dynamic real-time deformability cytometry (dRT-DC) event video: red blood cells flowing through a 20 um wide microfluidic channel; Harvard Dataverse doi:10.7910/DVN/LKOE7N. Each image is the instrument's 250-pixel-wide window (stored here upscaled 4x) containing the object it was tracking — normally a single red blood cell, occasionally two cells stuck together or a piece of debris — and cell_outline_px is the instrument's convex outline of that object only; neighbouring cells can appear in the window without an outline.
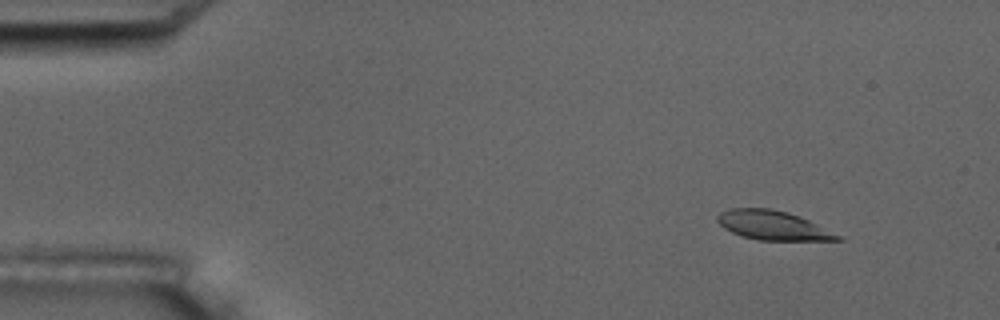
{"species": "common noctule bat (a hibernating species)", "species_latin": "Nyctalus noctula", "temperature_condition": "room temperature", "stored_images_in_passage": 5, "camera_frame_rate_fps": 3000, "um_per_image_px": 0.085, "animal": {"sex": "male", "body_mass_g": 17.5, "forearm_length_mm": 52.3}, "frame": {"image": 1, "passage_image": 1, "time_ms": 0.0, "image_size_px": [1000, 320], "cell_outline_px": [[844, 240], [760, 240], [744, 236], [732, 232], [724, 228], [716, 220], [716, 216], [720, 212], [732, 208], [772, 208], [788, 212], [800, 216], [840, 236]], "centroid_in_image_um": [65.65, 19.14], "position_along_channel_um": 19.3, "area_um2": 20.17}}
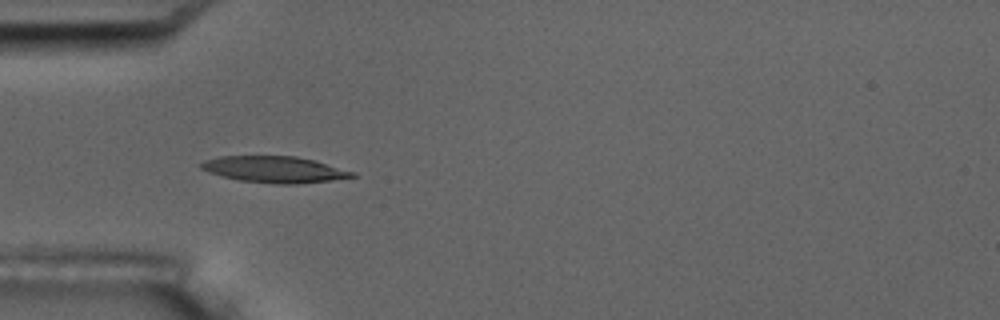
{"frame": {"image": 2, "passage_image": 4, "time_ms": 3.667, "image_size_px": [1000, 320], "cell_outline_px": [[356, 176], [328, 180], [296, 184], [276, 184], [240, 180], [208, 172], [200, 168], [196, 164], [204, 160], [220, 156], [296, 156], [316, 160], [356, 172]], "centroid_in_image_um": [23.31, 14.39], "position_along_channel_um": 61.7, "area_um2": 23.24}}